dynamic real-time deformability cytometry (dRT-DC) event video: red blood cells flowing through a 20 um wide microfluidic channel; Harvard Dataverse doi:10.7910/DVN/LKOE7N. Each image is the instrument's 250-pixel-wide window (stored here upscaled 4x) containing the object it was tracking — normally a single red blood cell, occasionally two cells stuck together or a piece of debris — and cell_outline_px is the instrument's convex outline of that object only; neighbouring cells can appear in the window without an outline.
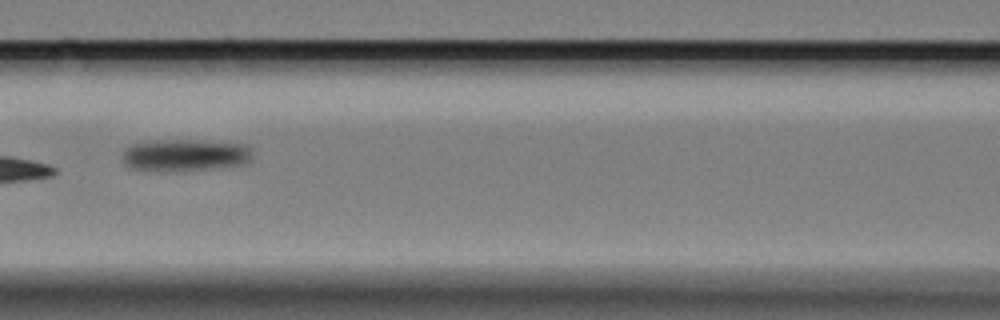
{"species": "Egyptian fruit bat (a non-hibernating species)", "species_latin": "Rousettus aegyptiacus", "temperature_condition": "cold", "stored_images_in_passage": 15, "camera_frame_rate_fps": 3000, "um_per_image_px": 0.085, "animal": {"sex": "female"}, "frame": {"image": 1, "passage_image": 7, "time_ms": 8.0, "image_size_px": [1000, 320], "cell_outline_px": [[252, 156], [244, 164], [216, 168], [168, 172], [156, 172], [132, 168], [124, 160], [124, 152], [128, 148], [136, 144], [156, 140], [200, 140], [248, 144], [252, 148]], "centroid_in_image_um": [15.81, 13.19], "position_along_channel_um": 150.8, "area_um2": 24.39}}
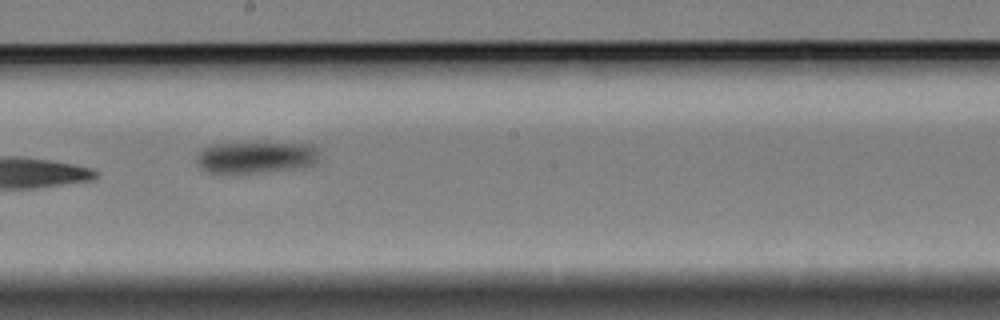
{"frame": {"image": 2, "passage_image": 9, "time_ms": 10.333, "image_size_px": [1000, 320], "cell_outline_px": [[320, 152], [316, 160], [312, 164], [304, 168], [264, 172], [208, 172], [200, 164], [196, 156], [208, 144], [256, 140], [312, 144], [320, 148]], "centroid_in_image_um": [21.85, 13.29], "position_along_channel_um": 226.4, "area_um2": 23.7}}
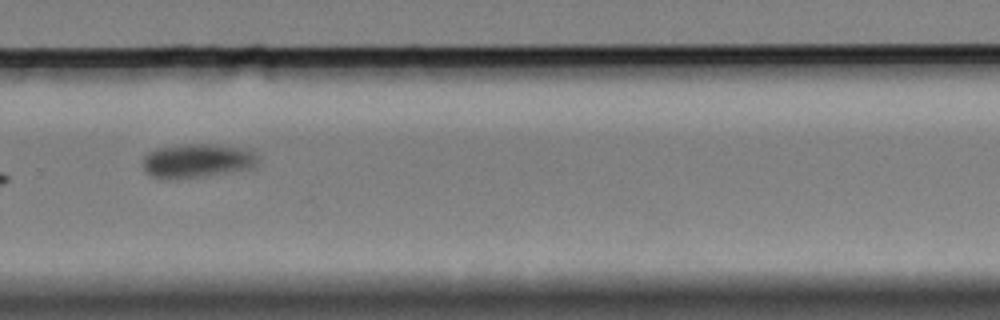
{"frame": {"image": 3, "passage_image": 11, "time_ms": 13.0, "image_size_px": [1000, 320], "cell_outline_px": [[260, 160], [256, 164], [248, 168], [224, 172], [192, 176], [152, 176], [144, 168], [144, 156], [148, 152], [156, 148], [184, 144], [220, 144], [248, 148], [260, 156]], "centroid_in_image_um": [16.84, 13.58], "position_along_channel_um": 313.0, "area_um2": 21.96}, "authors_computed_cell_mechanics": {"area_um2": 23.698, "velocity_mm_per_s": 3.2444, "shape_relaxation_time_tau1_ms": 2.6717, "shape_relaxation_time_tau2_ms": null, "deformation_change_tau1": 0.1018, "deformation_change_tau2": null}}